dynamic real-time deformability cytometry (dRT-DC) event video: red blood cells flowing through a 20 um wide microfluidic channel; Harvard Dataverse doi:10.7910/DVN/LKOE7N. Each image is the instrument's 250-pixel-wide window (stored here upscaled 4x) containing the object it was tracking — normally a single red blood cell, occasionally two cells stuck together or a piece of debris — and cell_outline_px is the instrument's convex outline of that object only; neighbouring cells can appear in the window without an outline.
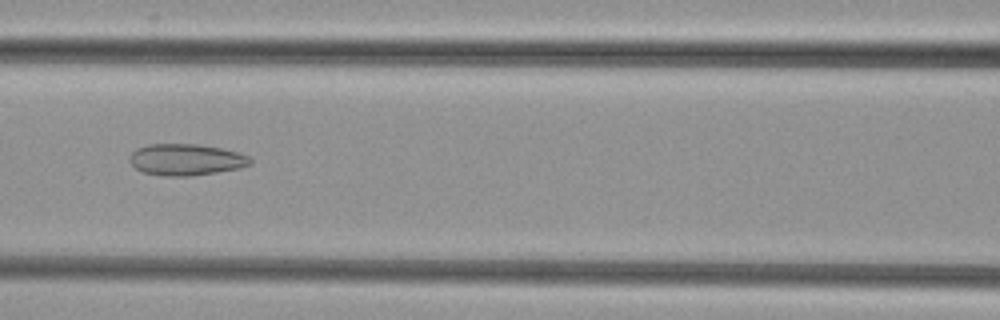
{"species": "common noctule bat (a hibernating species)", "species_latin": "Nyctalus noctula", "temperature_condition": "cold", "stored_images_in_passage": 53, "camera_frame_rate_fps": 3000, "um_per_image_px": 0.085, "animal": {"sex": "female", "body_mass_g": 29.2, "forearm_length_mm": 56.3}, "frame": {"image": 1, "passage_image": 24, "time_ms": 7.667, "image_size_px": [1000, 320], "cell_outline_px": [[252, 164], [240, 168], [216, 172], [188, 176], [164, 176], [144, 172], [136, 168], [128, 160], [128, 156], [136, 148], [148, 144], [196, 144], [220, 148], [240, 152], [248, 156], [252, 160]], "centroid_in_image_um": [15.8, 13.56], "position_along_channel_um": 150.8, "area_um2": 22.2}}
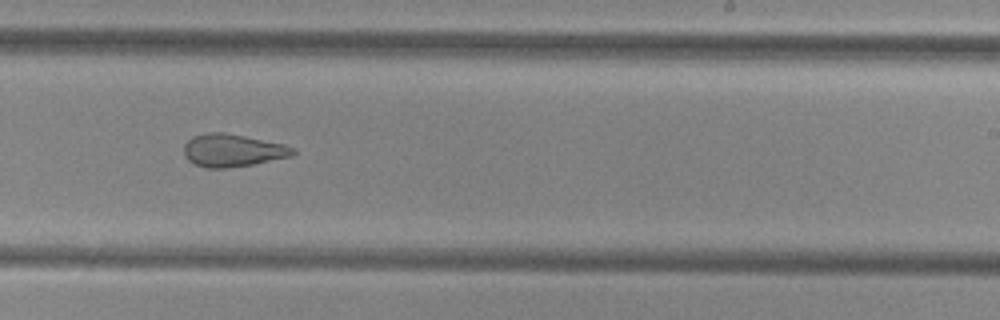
{"frame": {"image": 2, "passage_image": 33, "time_ms": 10.667, "image_size_px": [1000, 320], "cell_outline_px": [[296, 152], [292, 156], [252, 164], [228, 168], [204, 168], [188, 160], [184, 156], [184, 144], [192, 136], [208, 132], [224, 132], [284, 144], [296, 148]], "centroid_in_image_um": [19.76, 12.78], "position_along_channel_um": 269.2, "area_um2": 20.81}}
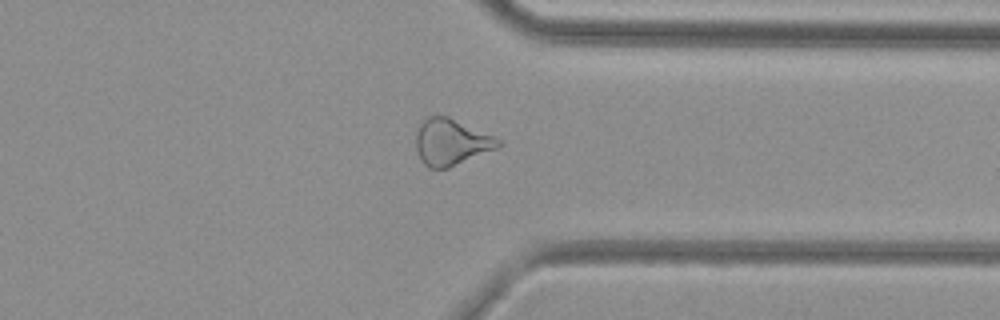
{"frame": {"image": 3, "passage_image": 41, "time_ms": 13.333, "image_size_px": [1000, 320], "cell_outline_px": [[504, 144], [500, 148], [448, 168], [428, 168], [420, 160], [416, 152], [416, 132], [420, 120], [424, 116], [448, 116], [496, 136]], "centroid_in_image_um": [38.36, 12.07], "position_along_channel_um": 373.0, "area_um2": 22.89}}